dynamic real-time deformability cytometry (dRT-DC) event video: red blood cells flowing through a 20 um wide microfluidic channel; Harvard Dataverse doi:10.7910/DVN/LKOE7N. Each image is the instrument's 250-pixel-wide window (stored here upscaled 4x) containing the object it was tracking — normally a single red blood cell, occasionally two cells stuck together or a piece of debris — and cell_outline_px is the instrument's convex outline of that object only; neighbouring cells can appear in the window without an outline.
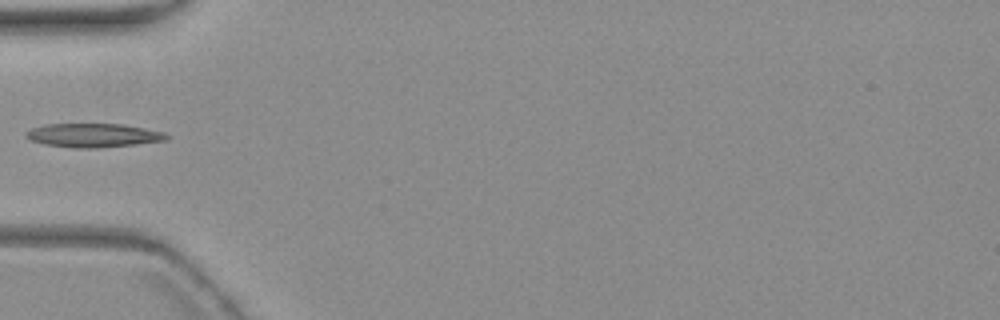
{"species": "common noctule bat (a hibernating species)", "species_latin": "Nyctalus noctula", "temperature_condition": "warm", "stored_images_in_passage": 1, "camera_frame_rate_fps": 3000, "um_per_image_px": 0.085, "animal": {"sex": "female", "body_mass_g": 19.3, "forearm_length_mm": 54.1}, "frame": {"image": 1, "passage_image": 1, "time_ms": 0.0, "image_size_px": [1000, 320], "cell_outline_px": [[172, 136], [168, 140], [136, 144], [100, 148], [72, 148], [44, 144], [32, 140], [24, 136], [24, 132], [32, 128], [44, 124], [124, 124], [164, 132]], "centroid_in_image_um": [7.95, 11.5], "position_along_channel_um": 77.0, "area_um2": 19.71}}